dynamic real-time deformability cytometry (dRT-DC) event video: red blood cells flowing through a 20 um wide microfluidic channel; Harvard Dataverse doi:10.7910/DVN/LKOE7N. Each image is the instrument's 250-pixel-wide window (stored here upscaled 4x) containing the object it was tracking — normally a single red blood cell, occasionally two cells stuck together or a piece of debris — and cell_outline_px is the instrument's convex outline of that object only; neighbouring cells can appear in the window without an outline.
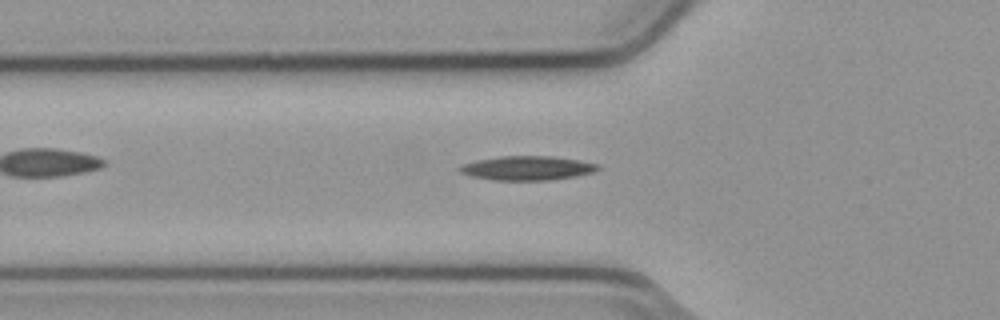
{"species": "common noctule bat (a hibernating species)", "species_latin": "Nyctalus noctula", "temperature_condition": "cold", "stored_images_in_passage": 46, "camera_frame_rate_fps": 3000, "um_per_image_px": 0.085, "animal": {"sex": "male", "body_mass_g": 23.1, "forearm_length_mm": 52.7}, "frame": {"image": 1, "passage_image": 11, "time_ms": 3.333, "image_size_px": [1000, 320], "cell_outline_px": [[600, 168], [592, 172], [576, 176], [548, 180], [496, 180], [472, 176], [460, 172], [456, 168], [464, 164], [476, 160], [500, 156], [552, 156], [600, 164]], "centroid_in_image_um": [44.8, 14.28], "position_along_channel_um": 81.0, "area_um2": 19.31}}
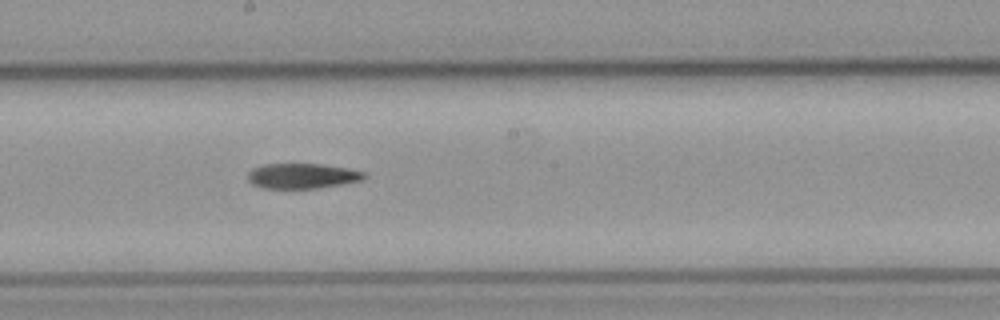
{"frame": {"image": 2, "passage_image": 22, "time_ms": 7.0, "image_size_px": [1000, 320], "cell_outline_px": [[368, 176], [360, 180], [340, 184], [316, 188], [264, 188], [252, 184], [248, 180], [248, 172], [252, 168], [264, 164], [320, 164], [348, 168], [368, 172]], "centroid_in_image_um": [25.7, 14.94], "position_along_channel_um": 222.5, "area_um2": 17.05}}
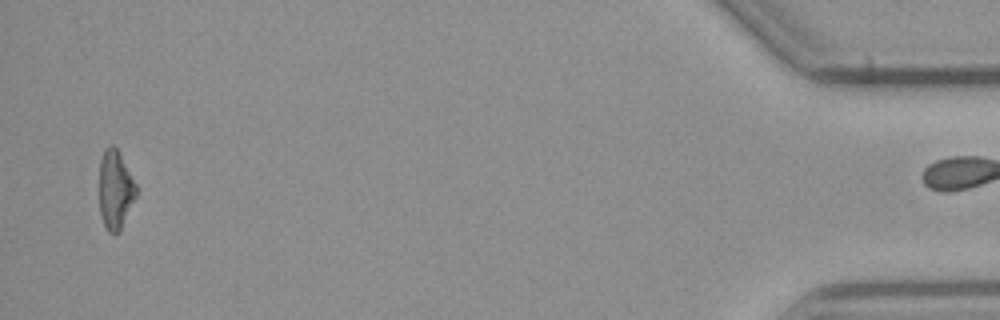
{"frame": {"image": 3, "passage_image": 45, "time_ms": 14.667, "image_size_px": [1000, 320], "cell_outline_px": [[136, 196], [120, 232], [108, 232], [100, 216], [100, 160], [104, 148], [112, 144], [116, 148], [136, 184]], "centroid_in_image_um": [9.79, 16.14], "position_along_channel_um": 425.4, "area_um2": 16.7}}